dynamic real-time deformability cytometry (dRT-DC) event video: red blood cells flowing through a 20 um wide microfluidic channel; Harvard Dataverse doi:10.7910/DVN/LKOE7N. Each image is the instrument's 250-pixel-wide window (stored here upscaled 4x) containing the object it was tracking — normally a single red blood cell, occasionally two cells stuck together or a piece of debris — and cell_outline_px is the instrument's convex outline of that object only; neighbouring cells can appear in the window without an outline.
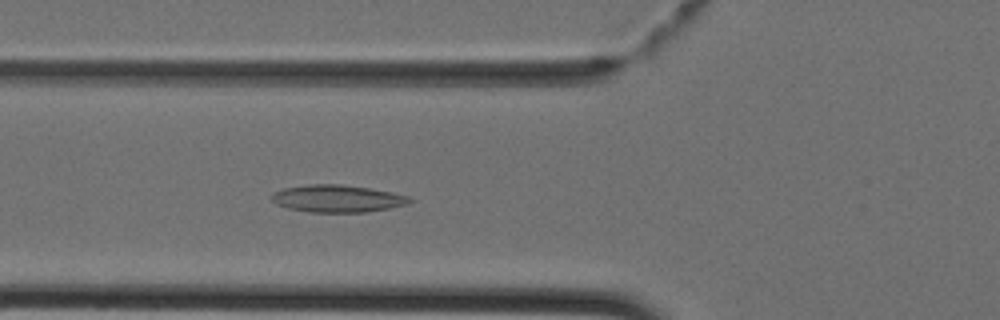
{"species": "Egyptian fruit bat (a non-hibernating species)", "species_latin": "Rousettus aegyptiacus", "temperature_condition": "cold", "stored_images_in_passage": 42, "camera_frame_rate_fps": 3000, "um_per_image_px": 0.085, "animal": {"sex": "female"}, "frame": {"image": 1, "passage_image": 14, "time_ms": 4.333, "image_size_px": [1000, 320], "cell_outline_px": [[412, 200], [408, 204], [368, 212], [308, 212], [288, 208], [276, 204], [272, 200], [272, 192], [284, 188], [308, 184], [340, 184], [368, 188], [392, 192], [408, 196]], "centroid_in_image_um": [28.65, 16.88], "position_along_channel_um": 97.1, "area_um2": 21.91}}
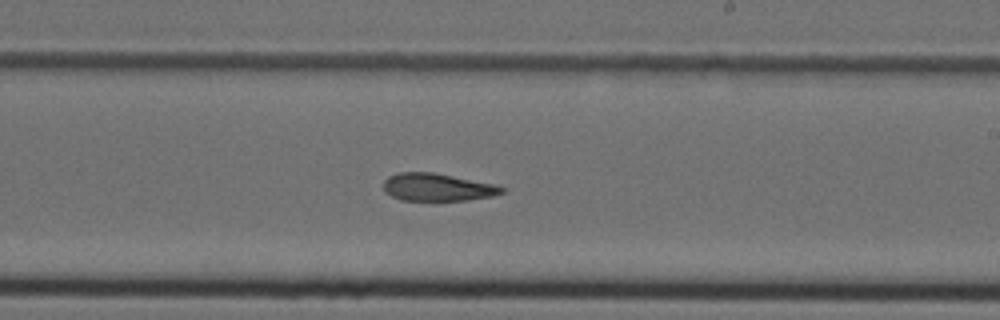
{"frame": {"image": 2, "passage_image": 24, "time_ms": 7.667, "image_size_px": [1000, 320], "cell_outline_px": [[504, 192], [492, 196], [468, 200], [400, 200], [384, 192], [384, 180], [388, 176], [400, 172], [436, 172], [496, 184], [504, 188]], "centroid_in_image_um": [37.18, 15.9], "position_along_channel_um": 251.8, "area_um2": 19.19}}
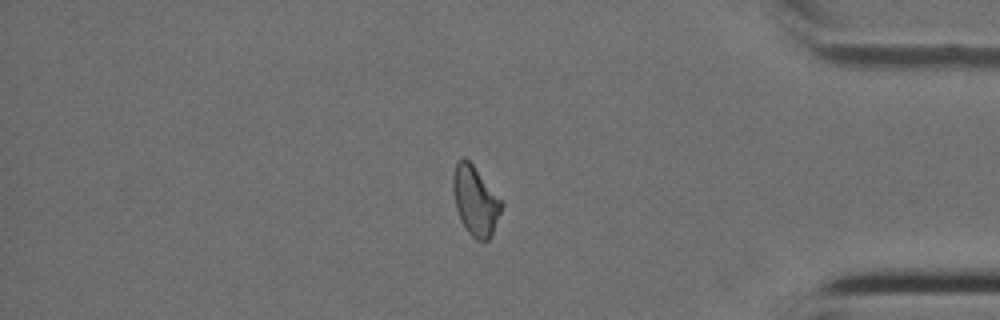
{"frame": {"image": 3, "passage_image": 35, "time_ms": 11.333, "image_size_px": [1000, 320], "cell_outline_px": [[504, 204], [492, 236], [488, 240], [476, 240], [468, 232], [460, 220], [456, 208], [452, 192], [452, 176], [456, 164], [460, 156], [464, 156], [472, 164], [504, 200]], "centroid_in_image_um": [40.42, 17.05], "position_along_channel_um": 394.8, "area_um2": 20.06}}